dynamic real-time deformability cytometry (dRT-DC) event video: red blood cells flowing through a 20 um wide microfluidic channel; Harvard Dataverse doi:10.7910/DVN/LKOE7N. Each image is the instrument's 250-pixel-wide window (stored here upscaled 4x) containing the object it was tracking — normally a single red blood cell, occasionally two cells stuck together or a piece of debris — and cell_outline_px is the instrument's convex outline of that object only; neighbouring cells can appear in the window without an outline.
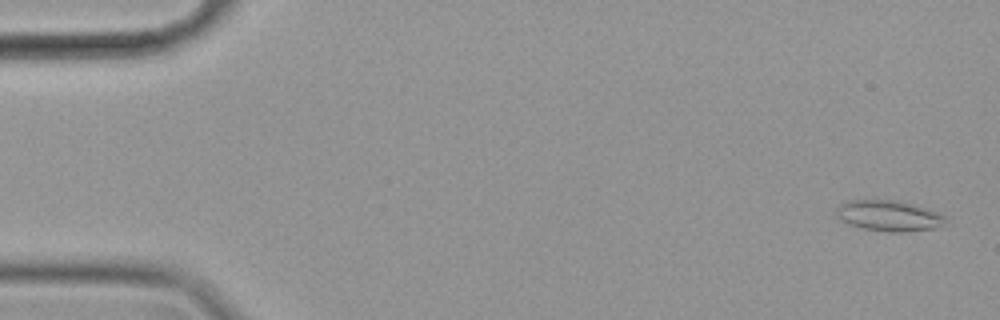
{"species": "common noctule bat (a hibernating species)", "species_latin": "Nyctalus noctula", "temperature_condition": "cold", "stored_images_in_passage": 57, "camera_frame_rate_fps": 3000, "um_per_image_px": 0.085, "animal": {"sex": "female", "body_mass_g": 19.9}, "frame": {"image": 1, "passage_image": 2, "time_ms": 0.333, "image_size_px": [1000, 320], "cell_outline_px": [[944, 220], [940, 224], [932, 228], [900, 232], [888, 232], [864, 228], [848, 224], [836, 216], [836, 208], [840, 204], [848, 200], [900, 200], [912, 204], [944, 216]], "centroid_in_image_um": [75.43, 18.32], "position_along_channel_um": 9.6, "area_um2": 19.02}}
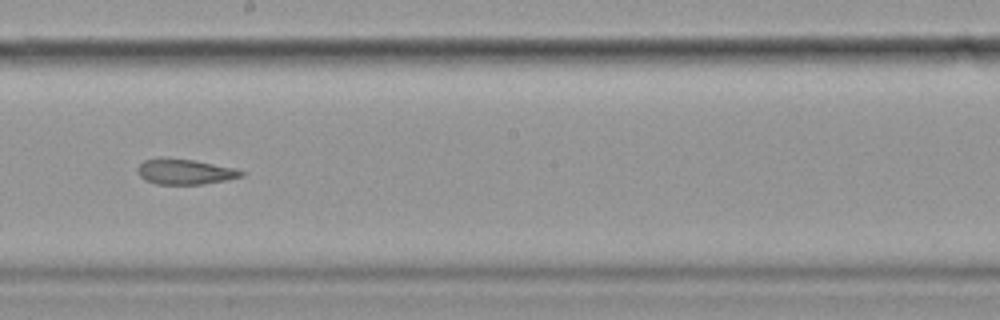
{"frame": {"image": 2, "passage_image": 32, "time_ms": 10.333, "image_size_px": [1000, 320], "cell_outline_px": [[244, 176], [228, 180], [204, 184], [156, 184], [144, 180], [140, 176], [136, 168], [144, 160], [160, 156], [192, 160], [236, 168], [244, 172]], "centroid_in_image_um": [15.7, 14.58], "position_along_channel_um": 232.5, "area_um2": 15.61}}
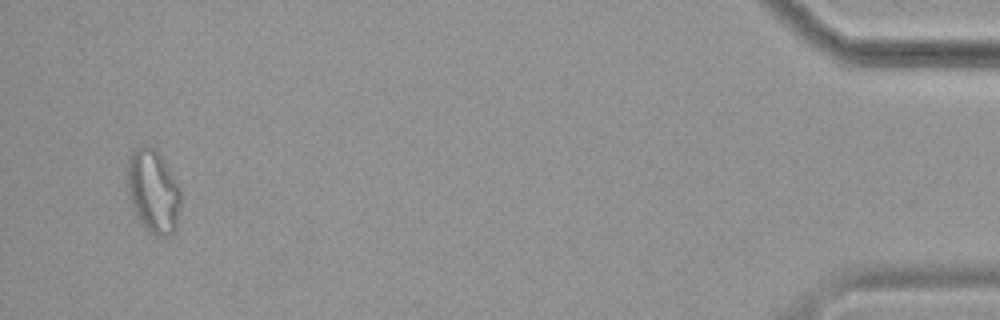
{"frame": {"image": 3, "passage_image": 55, "time_ms": 18.0, "image_size_px": [1000, 320], "cell_outline_px": [[180, 204], [176, 232], [164, 236], [156, 236], [148, 232], [140, 220], [128, 196], [128, 156], [136, 148], [144, 144], [148, 144], [156, 148], [176, 180], [180, 192]], "centroid_in_image_um": [13.03, 16.24], "position_along_channel_um": 422.2, "area_um2": 25.95}, "authors_computed_cell_mechanics": {"area_um2": 18.2648, "velocity_mm_per_s": 3.5175, "shape_relaxation_time_tau1_ms": null, "shape_relaxation_time_tau2_ms": 4.8618, "deformation_change_tau1": null, "deformation_change_tau2": 0.107}}